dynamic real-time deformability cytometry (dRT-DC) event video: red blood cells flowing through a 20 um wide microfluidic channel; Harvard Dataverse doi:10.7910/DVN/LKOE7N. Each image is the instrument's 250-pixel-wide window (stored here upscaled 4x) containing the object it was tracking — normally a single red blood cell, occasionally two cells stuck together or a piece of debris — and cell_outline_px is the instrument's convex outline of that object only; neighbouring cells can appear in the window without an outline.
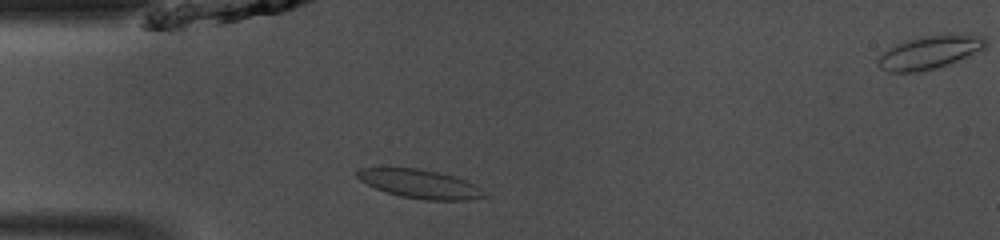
{"species": "common noctule bat (a hibernating species)", "species_latin": "Nyctalus noctula", "temperature_condition": "room temperature", "stored_images_in_passage": 41, "segment_of_instrument_passage": [1, 2], "camera_frame_rate_fps": 3000, "um_per_image_px": 0.085, "animal": {"sex": "male", "body_mass_g": 13.0, "forearm_length_mm": 53.1}, "frame": {"image": 1, "passage_image": 5, "time_ms": 1.333, "image_size_px": [1000, 240], "cell_outline_px": [[488, 196], [464, 200], [424, 200], [400, 196], [376, 188], [360, 180], [356, 176], [356, 172], [360, 168], [420, 168], [452, 176], [464, 180], [480, 188]], "centroid_in_image_um": [35.67, 15.63], "position_along_channel_um": 49.3, "area_um2": 20.87}}
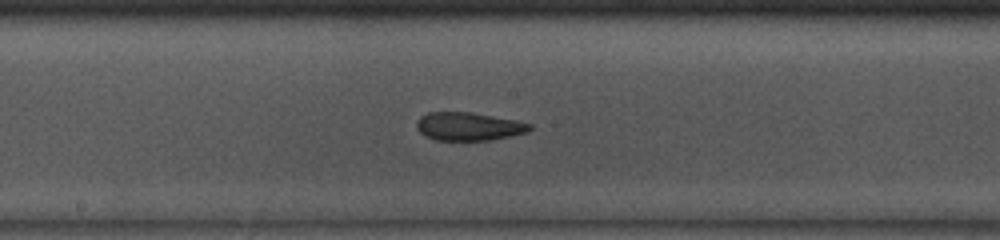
{"frame": {"image": 2, "passage_image": 17, "time_ms": 5.333, "image_size_px": [1000, 240], "cell_outline_px": [[532, 128], [528, 132], [492, 140], [436, 140], [424, 136], [416, 128], [416, 120], [420, 116], [428, 112], [472, 112], [516, 120], [532, 124]], "centroid_in_image_um": [39.82, 10.74], "position_along_channel_um": 208.4, "area_um2": 18.79}}
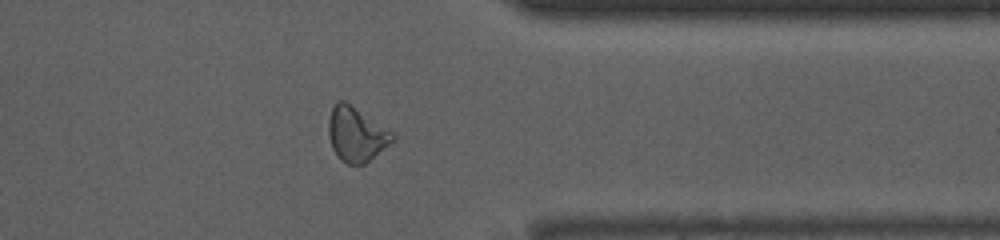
{"frame": {"image": 3, "passage_image": 30, "time_ms": 9.667, "image_size_px": [1000, 240], "cell_outline_px": [[396, 136], [388, 144], [364, 164], [348, 164], [340, 160], [332, 148], [328, 136], [328, 120], [332, 108], [340, 100], [344, 100], [392, 132]], "centroid_in_image_um": [30.24, 11.42], "position_along_channel_um": 381.2, "area_um2": 19.83}}